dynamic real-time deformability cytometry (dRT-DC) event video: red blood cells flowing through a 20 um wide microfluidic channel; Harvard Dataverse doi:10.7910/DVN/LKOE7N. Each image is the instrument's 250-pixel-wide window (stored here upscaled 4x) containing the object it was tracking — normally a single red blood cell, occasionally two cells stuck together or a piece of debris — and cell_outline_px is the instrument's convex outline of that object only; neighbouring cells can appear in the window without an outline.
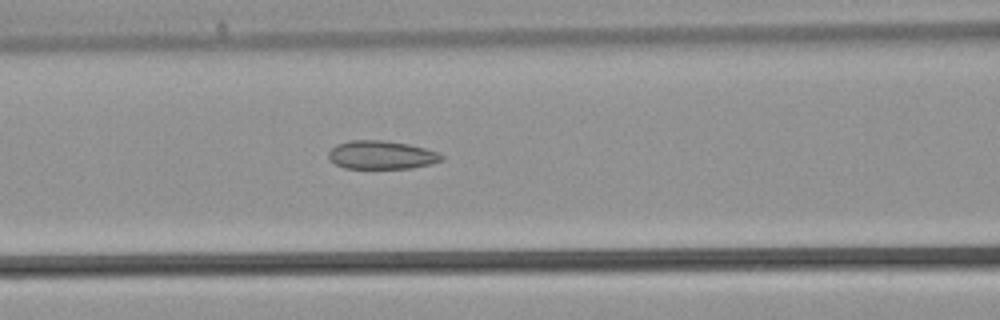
{"species": "common noctule bat (a hibernating species)", "species_latin": "Nyctalus noctula", "temperature_condition": "warm", "stored_images_in_passage": 18, "camera_frame_rate_fps": 3000, "um_per_image_px": 0.085, "animal": {"sex": "male", "body_mass_g": 21.5, "forearm_length_mm": 52.0}, "frame": {"image": 1, "passage_image": 5, "time_ms": 1.333, "image_size_px": [1000, 320], "cell_outline_px": [[444, 156], [440, 160], [432, 164], [412, 168], [344, 168], [336, 164], [328, 156], [328, 152], [336, 144], [348, 140], [384, 140], [408, 144], [424, 148], [436, 152]], "centroid_in_image_um": [32.4, 13.16], "position_along_channel_um": 134.2, "area_um2": 18.61}}
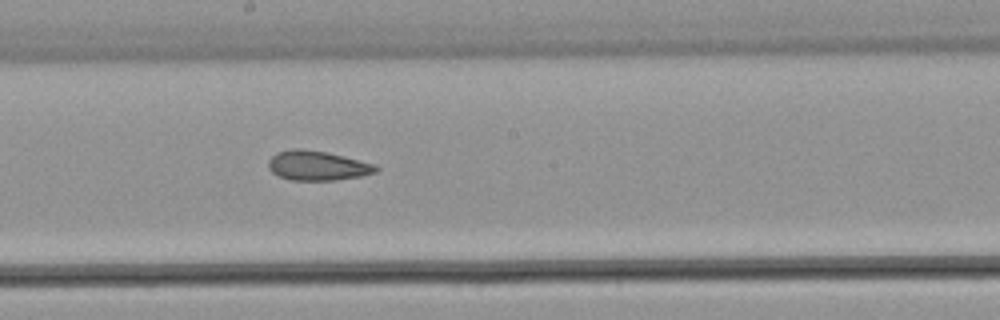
{"frame": {"image": 2, "passage_image": 10, "time_ms": 3.0, "image_size_px": [1000, 320], "cell_outline_px": [[380, 168], [376, 172], [360, 176], [336, 180], [292, 180], [280, 176], [272, 172], [268, 168], [268, 160], [276, 152], [292, 148], [300, 148], [328, 152], [376, 164]], "centroid_in_image_um": [26.98, 14.06], "position_along_channel_um": 221.2, "area_um2": 18.67}}
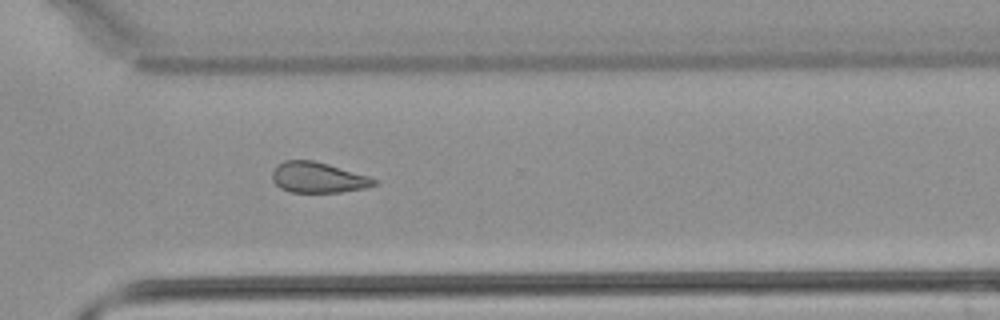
{"frame": {"image": 3, "passage_image": 17, "time_ms": 5.333, "image_size_px": [1000, 320], "cell_outline_px": [[380, 184], [364, 188], [340, 192], [288, 192], [280, 188], [272, 180], [272, 172], [284, 160], [312, 160], [328, 164], [368, 176], [380, 180]], "centroid_in_image_um": [27.06, 15.1], "position_along_channel_um": 343.5, "area_um2": 18.15}}